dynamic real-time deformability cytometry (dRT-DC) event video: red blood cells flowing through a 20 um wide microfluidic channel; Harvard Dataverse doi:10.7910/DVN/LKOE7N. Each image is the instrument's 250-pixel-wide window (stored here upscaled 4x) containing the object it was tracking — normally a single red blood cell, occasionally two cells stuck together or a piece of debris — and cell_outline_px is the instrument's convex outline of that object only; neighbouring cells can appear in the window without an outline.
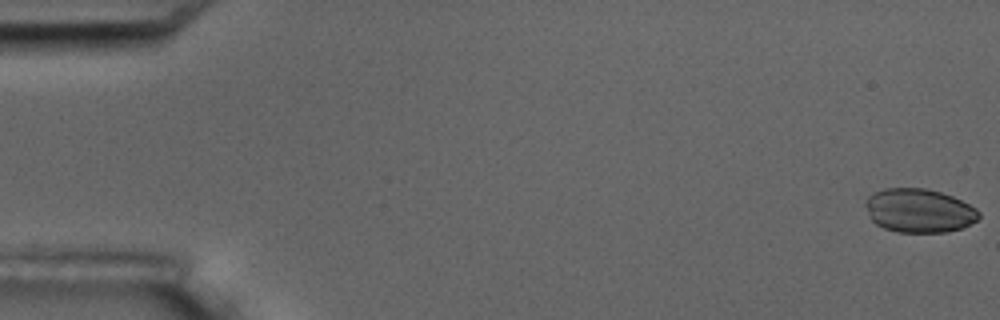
{"species": "common noctule bat (a hibernating species)", "species_latin": "Nyctalus noctula", "temperature_condition": "room temperature", "stored_images_in_passage": 9, "camera_frame_rate_fps": 3000, "um_per_image_px": 0.085, "animal": {"sex": "male", "body_mass_g": 17.5, "forearm_length_mm": 52.3}, "frame": {"image": 1, "passage_image": 1, "time_ms": 0.0, "image_size_px": [1000, 320], "cell_outline_px": [[980, 216], [976, 220], [960, 228], [944, 232], [896, 232], [884, 228], [876, 224], [872, 220], [864, 204], [868, 196], [884, 188], [924, 188], [940, 192], [952, 196], [976, 208], [980, 212]], "centroid_in_image_um": [78.1, 17.9], "position_along_channel_um": 6.9, "area_um2": 28.73}}
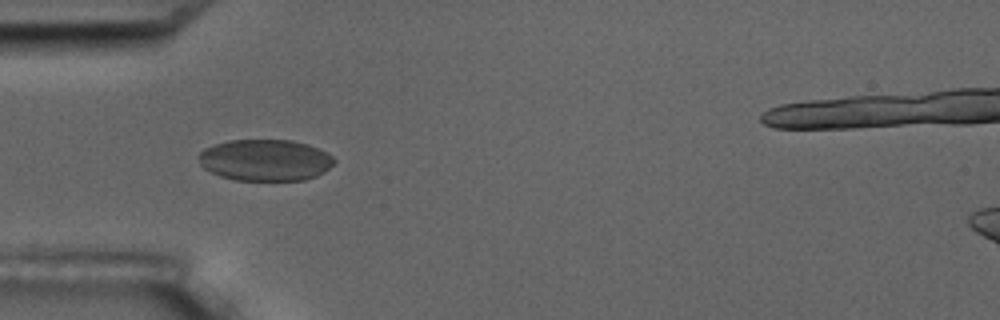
{"frame": {"image": 2, "passage_image": 6, "time_ms": 5.667, "image_size_px": [1000, 320], "cell_outline_px": [[336, 160], [324, 172], [316, 176], [304, 180], [236, 180], [220, 176], [204, 168], [200, 164], [196, 156], [204, 148], [228, 140], [292, 140], [308, 144], [332, 156]], "centroid_in_image_um": [22.51, 13.61], "position_along_channel_um": 62.5, "area_um2": 32.71}}
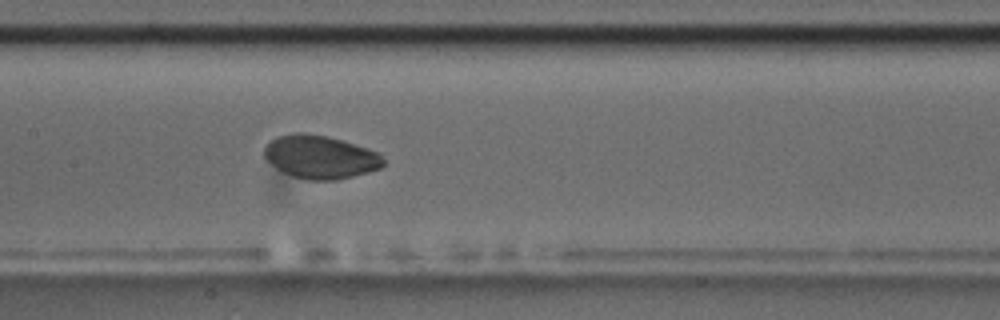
{"frame": {"image": 3, "passage_image": 9, "time_ms": 9.0, "image_size_px": [1000, 320], "cell_outline_px": [[384, 164], [380, 168], [368, 172], [336, 180], [308, 180], [292, 176], [276, 168], [264, 160], [264, 148], [276, 136], [292, 132], [300, 132], [328, 136], [368, 148], [380, 152], [384, 160]], "centroid_in_image_um": [27.21, 13.34], "position_along_channel_um": 180.2, "area_um2": 30.23}}